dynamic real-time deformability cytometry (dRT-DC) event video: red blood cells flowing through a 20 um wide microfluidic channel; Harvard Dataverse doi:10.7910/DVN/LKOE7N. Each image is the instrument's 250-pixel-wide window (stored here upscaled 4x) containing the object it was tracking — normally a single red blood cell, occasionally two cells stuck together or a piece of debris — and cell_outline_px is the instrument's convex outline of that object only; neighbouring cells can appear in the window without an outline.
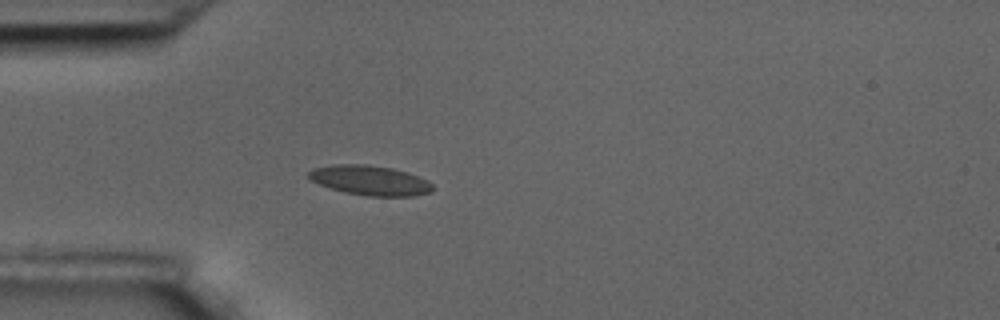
{"species": "common noctule bat (a hibernating species)", "species_latin": "Nyctalus noctula", "temperature_condition": "room temperature", "stored_images_in_passage": 42, "camera_frame_rate_fps": 3000, "um_per_image_px": 0.085, "animal": {"sex": "male", "body_mass_g": 17.5, "forearm_length_mm": 52.3}, "frame": {"image": 1, "passage_image": 1, "time_ms": 0.0, "image_size_px": [1000, 320], "cell_outline_px": [[436, 188], [432, 192], [412, 196], [368, 196], [344, 192], [320, 184], [312, 180], [308, 176], [308, 172], [312, 168], [336, 164], [364, 164], [392, 168], [428, 180]], "centroid_in_image_um": [31.47, 15.33], "position_along_channel_um": 53.5, "area_um2": 21.39}}
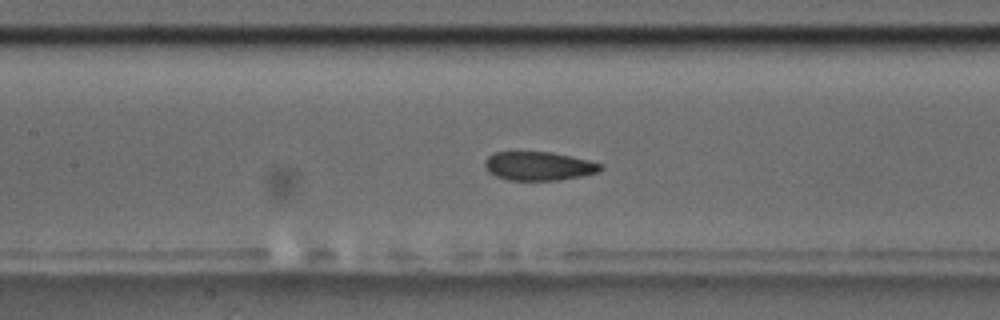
{"frame": {"image": 2, "passage_image": 11, "time_ms": 3.333, "image_size_px": [1000, 320], "cell_outline_px": [[604, 168], [600, 172], [580, 176], [556, 180], [508, 180], [496, 176], [488, 172], [484, 164], [488, 156], [492, 152], [552, 152], [588, 160], [600, 164]], "centroid_in_image_um": [45.78, 14.11], "position_along_channel_um": 161.6, "area_um2": 19.31}}
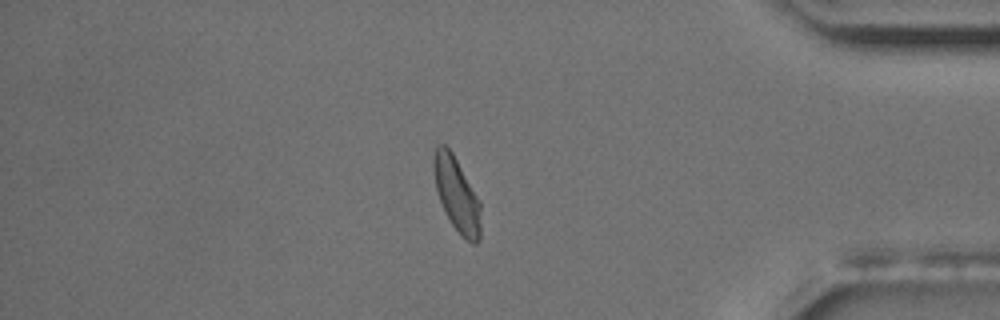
{"frame": {"image": 3, "passage_image": 34, "time_ms": 11.0, "image_size_px": [1000, 320], "cell_outline_px": [[480, 240], [476, 244], [472, 244], [460, 236], [444, 212], [436, 188], [432, 168], [432, 160], [436, 144], [444, 144], [452, 152], [480, 200]], "centroid_in_image_um": [38.81, 16.54], "position_along_channel_um": 396.4, "area_um2": 20.58}, "authors_computed_cell_mechanics": {"area_um2": 20.3456, "velocity_mm_per_s": 3.4658, "shape_relaxation_time_tau1_ms": 4.9445, "shape_relaxation_time_tau2_ms": 1.1572, "deformation_change_tau1": 0.101, "deformation_change_tau2": 0.0649}}